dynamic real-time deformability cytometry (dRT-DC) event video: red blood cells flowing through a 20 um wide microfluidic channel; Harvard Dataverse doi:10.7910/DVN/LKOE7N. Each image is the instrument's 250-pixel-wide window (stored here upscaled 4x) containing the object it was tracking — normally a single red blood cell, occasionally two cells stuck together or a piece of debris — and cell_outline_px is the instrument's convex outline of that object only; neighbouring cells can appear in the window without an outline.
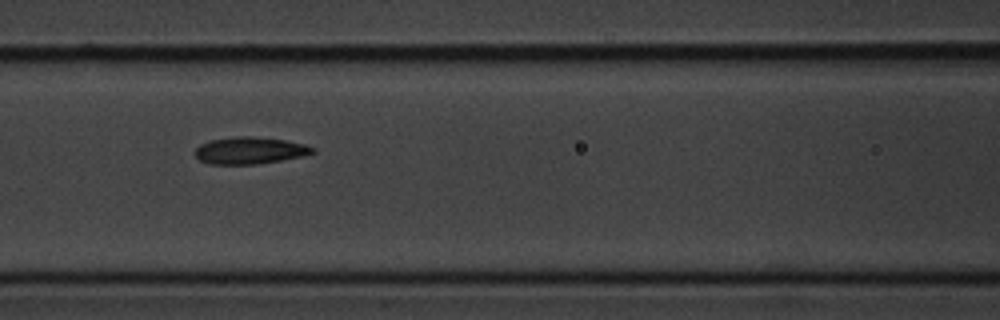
{"species": "common noctule bat (a hibernating species)", "species_latin": "Nyctalus noctula", "temperature_condition": "cold", "stored_images_in_passage": 8, "camera_frame_rate_fps": 3000, "um_per_image_px": 0.085, "animal": {"sex": "male", "body_mass_g": 20.1, "forearm_length_mm": 53.5}, "frame": {"image": 1, "passage_image": 7, "time_ms": 8.0, "image_size_px": [1000, 320], "cell_outline_px": [[316, 152], [304, 156], [256, 164], [208, 164], [200, 160], [196, 156], [196, 148], [200, 144], [208, 140], [236, 136], [252, 136], [284, 140], [304, 144], [316, 148]], "centroid_in_image_um": [21.24, 12.79], "position_along_channel_um": 145.4, "area_um2": 18.5}}
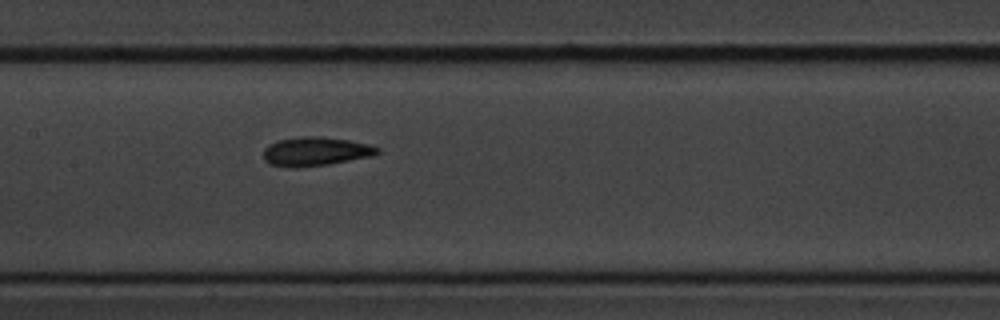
{"frame": {"image": 2, "passage_image": 8, "time_ms": 9.0, "image_size_px": [1000, 320], "cell_outline_px": [[380, 152], [372, 156], [328, 164], [296, 168], [292, 168], [268, 164], [264, 160], [264, 148], [268, 144], [276, 140], [304, 136], [320, 136], [348, 140], [368, 144], [380, 148]], "centroid_in_image_um": [26.79, 12.87], "position_along_channel_um": 180.6, "area_um2": 19.31}}